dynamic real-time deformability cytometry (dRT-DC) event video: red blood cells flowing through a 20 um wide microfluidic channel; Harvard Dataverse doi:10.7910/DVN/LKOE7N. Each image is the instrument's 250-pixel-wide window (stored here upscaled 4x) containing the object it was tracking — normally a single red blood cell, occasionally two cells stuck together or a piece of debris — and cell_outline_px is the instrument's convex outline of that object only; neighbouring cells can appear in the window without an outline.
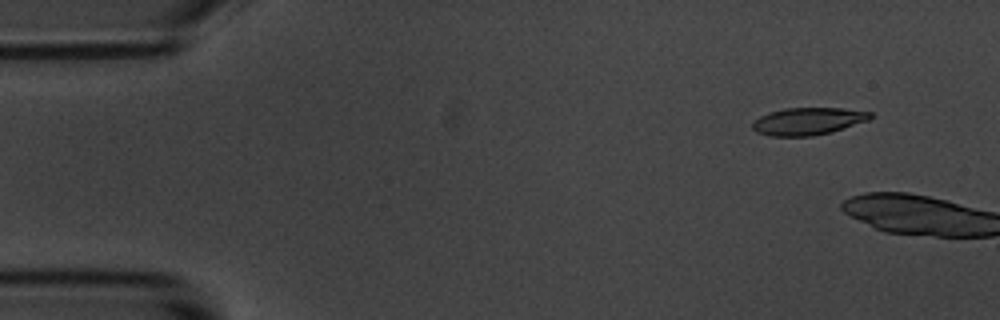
{"species": "common noctule bat (a hibernating species)", "species_latin": "Nyctalus noctula", "temperature_condition": "room temperature", "stored_images_in_passage": 7, "camera_frame_rate_fps": 3000, "um_per_image_px": 0.085, "animal": {"sex": "male", "body_mass_g": 20.1, "forearm_length_mm": 53.5}, "frame": {"image": 1, "passage_image": 2, "time_ms": 1.0, "image_size_px": [1000, 320], "cell_outline_px": [[872, 116], [868, 120], [832, 132], [812, 136], [768, 136], [756, 132], [752, 128], [752, 120], [760, 116], [784, 108], [840, 108], [872, 112]], "centroid_in_image_um": [68.64, 10.31], "position_along_channel_um": 16.4, "area_um2": 18.79}}
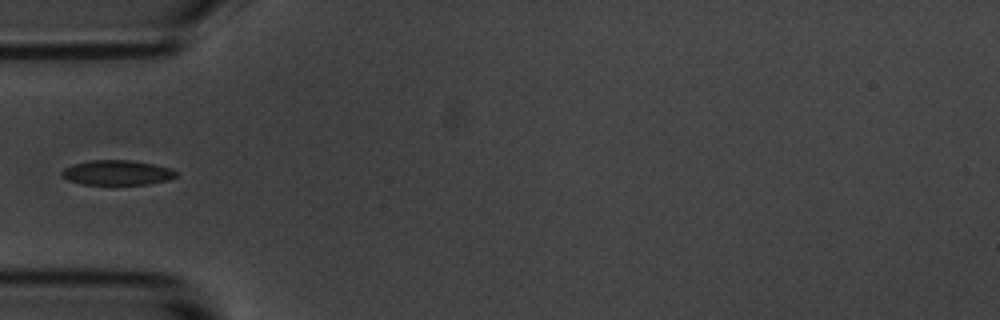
{"frame": {"image": 2, "passage_image": 7, "time_ms": 7.667, "image_size_px": [1000, 320], "cell_outline_px": [[176, 176], [168, 180], [148, 184], [84, 184], [68, 180], [60, 176], [60, 172], [64, 168], [72, 164], [92, 160], [128, 160], [152, 164], [172, 168], [176, 172]], "centroid_in_image_um": [9.92, 14.67], "position_along_channel_um": 75.1, "area_um2": 16.47}}